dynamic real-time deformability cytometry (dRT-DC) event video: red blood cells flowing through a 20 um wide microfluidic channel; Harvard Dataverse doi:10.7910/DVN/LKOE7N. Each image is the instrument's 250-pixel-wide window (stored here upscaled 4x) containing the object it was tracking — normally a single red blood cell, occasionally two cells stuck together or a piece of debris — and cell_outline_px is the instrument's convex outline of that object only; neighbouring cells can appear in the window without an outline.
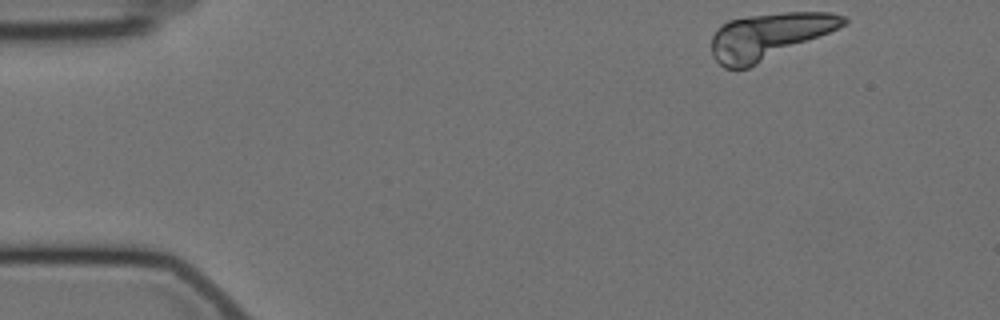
{"species": "Egyptian fruit bat (a non-hibernating species)", "species_latin": "Rousettus aegyptiacus", "temperature_condition": "cold", "stored_images_in_passage": 14, "camera_frame_rate_fps": 3000, "um_per_image_px": 0.085, "animal": {"sex": "female"}, "frame": {"image": 1, "passage_image": 1, "time_ms": 0.0, "image_size_px": [1000, 320], "cell_outline_px": [[848, 20], [844, 24], [828, 32], [748, 68], [724, 68], [712, 56], [712, 36], [720, 24], [728, 20], [748, 16], [784, 12], [832, 12], [844, 16]], "centroid_in_image_um": [65.3, 3.05], "position_along_channel_um": 19.7, "area_um2": 34.8}}